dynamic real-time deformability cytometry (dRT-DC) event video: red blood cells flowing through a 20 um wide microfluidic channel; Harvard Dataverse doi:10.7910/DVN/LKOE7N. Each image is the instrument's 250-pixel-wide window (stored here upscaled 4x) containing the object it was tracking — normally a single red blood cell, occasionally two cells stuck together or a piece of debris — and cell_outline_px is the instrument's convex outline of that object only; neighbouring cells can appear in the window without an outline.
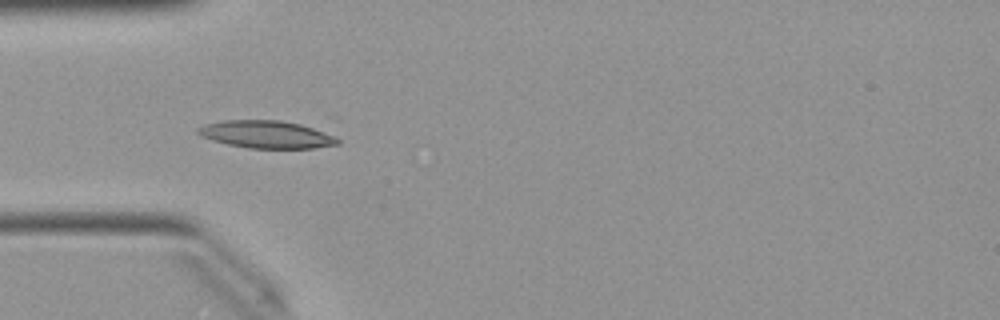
{"species": "Egyptian fruit bat (a non-hibernating species)", "species_latin": "Rousettus aegyptiacus", "temperature_condition": "warm", "stored_images_in_passage": 18, "camera_frame_rate_fps": 3000, "um_per_image_px": 0.085, "animal": {"sex": "female"}, "frame": {"image": 1, "passage_image": 5, "time_ms": 1.333, "image_size_px": [1000, 320], "cell_outline_px": [[340, 144], [312, 148], [248, 148], [228, 144], [212, 140], [200, 136], [196, 132], [196, 128], [204, 124], [224, 120], [280, 120], [300, 124], [312, 128], [332, 136], [340, 140]], "centroid_in_image_um": [22.58, 11.42], "position_along_channel_um": 62.4, "area_um2": 22.25}}
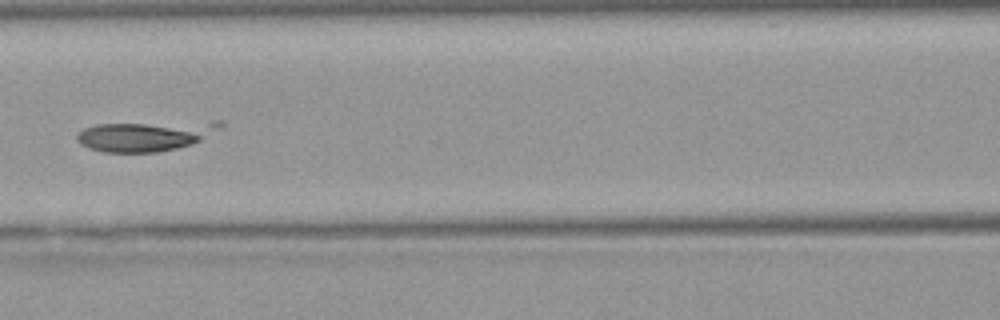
{"frame": {"image": 2, "passage_image": 12, "time_ms": 3.667, "image_size_px": [1000, 320], "cell_outline_px": [[200, 140], [192, 144], [176, 148], [156, 152], [104, 152], [88, 148], [80, 144], [76, 140], [76, 136], [84, 128], [96, 124], [144, 124], [200, 132]], "centroid_in_image_um": [11.47, 11.73], "position_along_channel_um": 155.1, "area_um2": 20.4}}
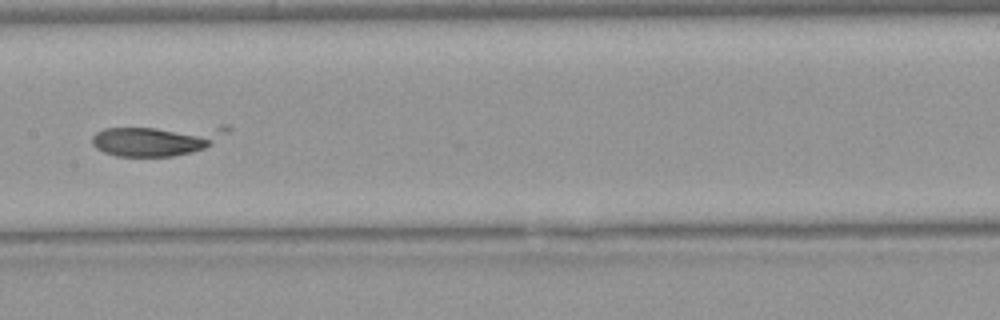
{"frame": {"image": 3, "passage_image": 15, "time_ms": 4.667, "image_size_px": [1000, 320], "cell_outline_px": [[232, 128], [228, 132], [212, 144], [204, 148], [192, 152], [172, 156], [116, 156], [104, 152], [96, 148], [92, 144], [92, 136], [96, 132], [104, 128], [220, 124], [228, 124]], "centroid_in_image_um": [13.41, 11.86], "position_along_channel_um": 194.0, "area_um2": 24.97}}